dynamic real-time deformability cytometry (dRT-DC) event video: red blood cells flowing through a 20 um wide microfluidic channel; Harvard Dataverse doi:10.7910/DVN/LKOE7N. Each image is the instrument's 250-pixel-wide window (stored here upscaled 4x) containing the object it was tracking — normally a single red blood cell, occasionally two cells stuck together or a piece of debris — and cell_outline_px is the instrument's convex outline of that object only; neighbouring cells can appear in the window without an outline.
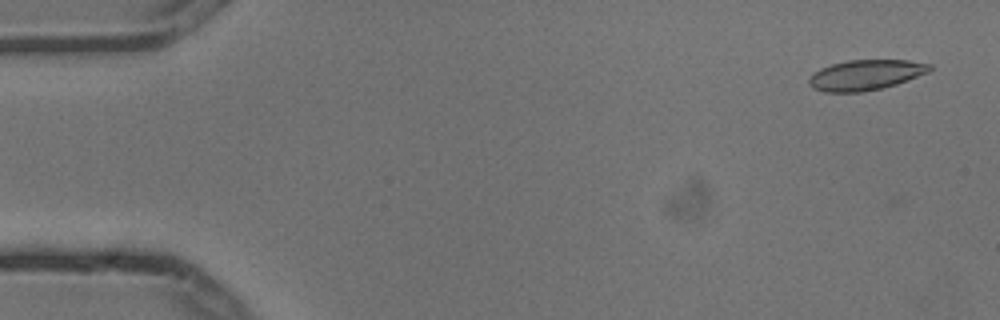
{"species": "common noctule bat (a hibernating species)", "species_latin": "Nyctalus noctula", "temperature_condition": "cold", "stored_images_in_passage": 8, "camera_frame_rate_fps": 3000, "um_per_image_px": 0.085, "animal": {"sex": "male", "body_mass_g": 13.3}, "frame": {"image": 1, "passage_image": 1, "time_ms": 0.0, "image_size_px": [1000, 320], "cell_outline_px": [[932, 68], [928, 72], [908, 80], [896, 84], [880, 88], [860, 92], [824, 92], [812, 88], [808, 84], [808, 80], [812, 72], [820, 68], [832, 64], [848, 60], [908, 60], [932, 64]], "centroid_in_image_um": [73.54, 6.37], "position_along_channel_um": 11.5, "area_um2": 21.39}}
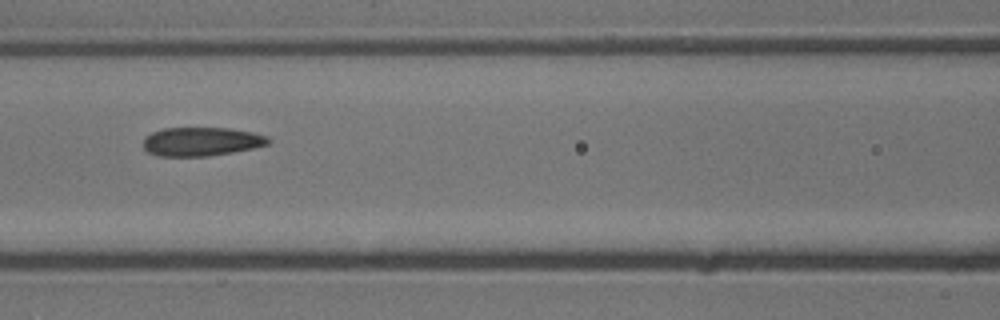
{"frame": {"image": 2, "passage_image": 7, "time_ms": 2.0, "image_size_px": [1000, 320], "cell_outline_px": [[272, 140], [268, 144], [252, 148], [232, 152], [208, 156], [156, 156], [148, 152], [144, 148], [144, 136], [152, 132], [164, 128], [228, 128], [252, 132], [268, 136]], "centroid_in_image_um": [17.11, 12.03], "position_along_channel_um": 149.5, "area_um2": 20.98}}
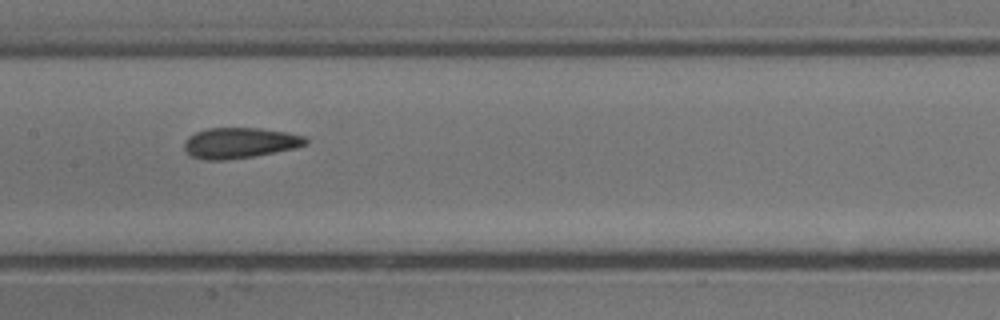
{"frame": {"image": 3, "passage_image": 8, "time_ms": 2.333, "image_size_px": [1000, 320], "cell_outline_px": [[308, 144], [296, 148], [256, 156], [228, 160], [204, 160], [192, 156], [184, 148], [184, 140], [188, 136], [196, 132], [208, 128], [260, 128], [288, 132], [304, 136], [308, 140]], "centroid_in_image_um": [20.4, 12.15], "position_along_channel_um": 187.0, "area_um2": 21.91}}